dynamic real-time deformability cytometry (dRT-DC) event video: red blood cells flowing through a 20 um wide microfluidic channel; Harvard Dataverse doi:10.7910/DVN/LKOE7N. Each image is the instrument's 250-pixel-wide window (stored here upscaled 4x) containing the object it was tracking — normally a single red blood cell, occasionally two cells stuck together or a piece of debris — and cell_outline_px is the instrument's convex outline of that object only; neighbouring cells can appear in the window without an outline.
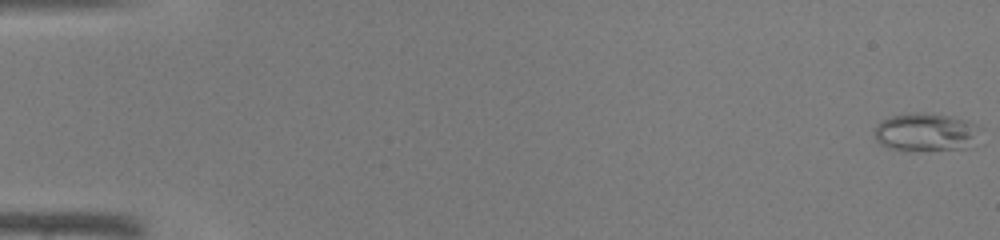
{"species": "common noctule bat (a hibernating species)", "species_latin": "Nyctalus noctula", "temperature_condition": "warm", "stored_images_in_passage": 46, "camera_frame_rate_fps": 3000, "um_per_image_px": 0.085, "animal": {"sex": "male", "body_mass_g": 19.0, "forearm_length_mm": 50.8}, "frame": {"image": 1, "passage_image": 1, "time_ms": 0.0, "image_size_px": [1000, 240], "cell_outline_px": [[984, 128], [976, 144], [968, 148], [892, 148], [880, 144], [876, 140], [872, 132], [876, 124], [892, 116], [916, 112], [924, 112], [952, 116], [968, 120]], "centroid_in_image_um": [78.78, 11.19], "position_along_channel_um": 6.2, "area_um2": 23.41}}
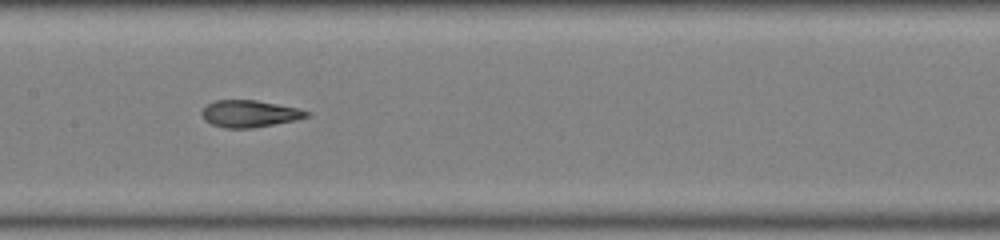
{"frame": {"image": 2, "passage_image": 24, "time_ms": 7.667, "image_size_px": [1000, 240], "cell_outline_px": [[312, 112], [308, 116], [292, 120], [252, 128], [224, 128], [212, 124], [204, 120], [200, 112], [208, 104], [216, 100], [256, 100], [296, 108]], "centroid_in_image_um": [21.16, 9.66], "position_along_channel_um": 186.2, "area_um2": 16.18}}
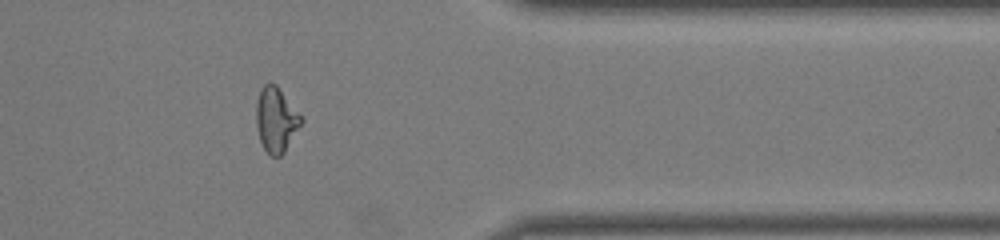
{"frame": {"image": 3, "passage_image": 38, "time_ms": 12.333, "image_size_px": [1000, 240], "cell_outline_px": [[304, 120], [284, 152], [280, 156], [272, 156], [264, 148], [260, 140], [256, 124], [256, 104], [260, 88], [264, 84], [276, 84]], "centroid_in_image_um": [23.45, 10.17], "position_along_channel_um": 387.9, "area_um2": 16.7}}